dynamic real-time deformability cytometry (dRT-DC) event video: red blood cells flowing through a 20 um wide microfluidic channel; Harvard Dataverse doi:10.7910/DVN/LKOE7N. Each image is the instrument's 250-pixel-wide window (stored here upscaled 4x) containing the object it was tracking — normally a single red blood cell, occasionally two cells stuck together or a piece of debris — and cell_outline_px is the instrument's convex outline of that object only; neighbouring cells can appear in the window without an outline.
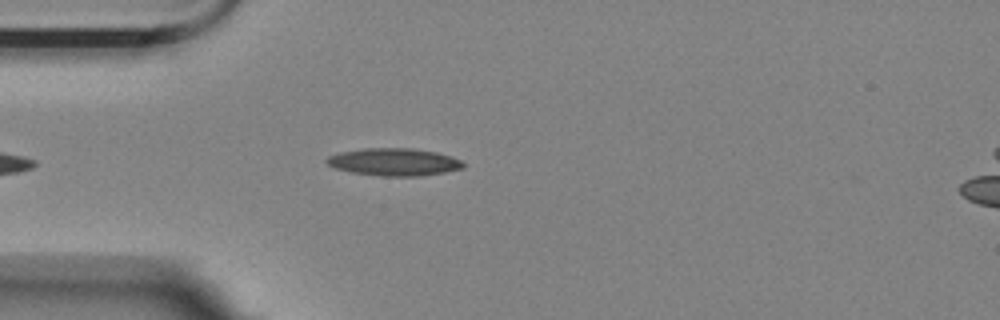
{"species": "Egyptian fruit bat (a non-hibernating species)", "species_latin": "Rousettus aegyptiacus", "temperature_condition": "room temperature", "stored_images_in_passage": 1, "camera_frame_rate_fps": 3000, "um_per_image_px": 0.085, "animal": {"sex": "female"}, "frame": {"image": 1, "passage_image": 1, "time_ms": 0.0, "image_size_px": [1000, 320], "cell_outline_px": [[464, 168], [444, 172], [420, 176], [380, 176], [348, 172], [332, 168], [324, 160], [328, 156], [340, 152], [364, 148], [412, 148], [436, 152], [460, 160], [464, 164]], "centroid_in_image_um": [33.42, 13.77], "position_along_channel_um": 51.6, "area_um2": 21.96}}